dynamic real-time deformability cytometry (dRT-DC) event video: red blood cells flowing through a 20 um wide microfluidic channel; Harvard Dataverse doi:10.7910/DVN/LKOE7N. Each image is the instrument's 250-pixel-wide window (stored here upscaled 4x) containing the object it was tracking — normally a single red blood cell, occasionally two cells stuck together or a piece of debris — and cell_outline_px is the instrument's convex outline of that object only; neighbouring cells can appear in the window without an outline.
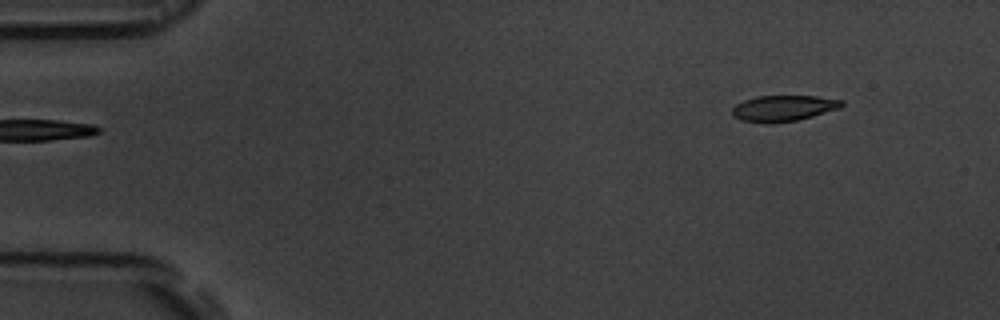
{"species": "common noctule bat (a hibernating species)", "species_latin": "Nyctalus noctula", "temperature_condition": "room temperature", "stored_images_in_passage": 2, "camera_frame_rate_fps": 3000, "um_per_image_px": 0.085, "animal": {"sex": "male", "body_mass_g": 19.5, "forearm_length_mm": 54.6}, "frame": {"image": 1, "passage_image": 2, "time_ms": 1.0, "image_size_px": [1000, 320], "cell_outline_px": [[844, 104], [840, 108], [812, 116], [796, 120], [772, 124], [768, 124], [740, 120], [732, 116], [732, 108], [736, 104], [744, 100], [756, 96], [816, 96], [844, 100]], "centroid_in_image_um": [66.57, 9.2], "position_along_channel_um": 18.4, "area_um2": 16.7}}